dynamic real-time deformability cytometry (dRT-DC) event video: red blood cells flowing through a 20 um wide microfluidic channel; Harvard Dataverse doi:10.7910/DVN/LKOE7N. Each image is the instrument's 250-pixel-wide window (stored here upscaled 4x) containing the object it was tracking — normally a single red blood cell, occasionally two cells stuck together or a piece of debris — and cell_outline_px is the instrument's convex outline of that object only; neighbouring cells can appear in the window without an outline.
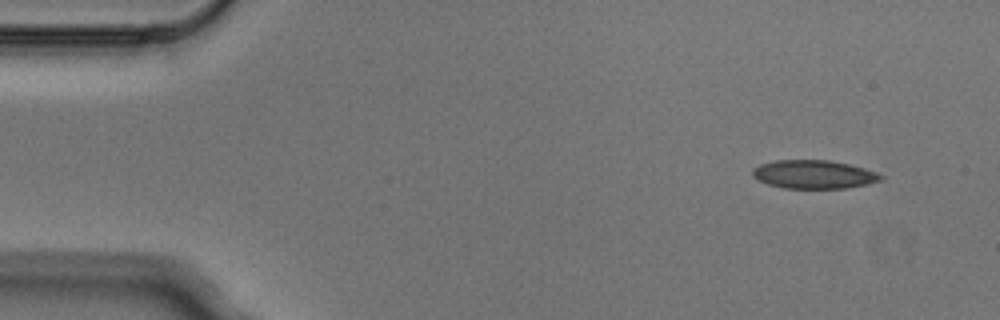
{"species": "Egyptian fruit bat (a non-hibernating species)", "species_latin": "Rousettus aegyptiacus", "temperature_condition": "cold", "stored_images_in_passage": 5, "segment_of_instrument_passage": [1, 2], "camera_frame_rate_fps": 3000, "um_per_image_px": 0.085, "animal": {"sex": "male"}, "frame": {"image": 1, "passage_image": 1, "time_ms": 0.0, "image_size_px": [1000, 320], "cell_outline_px": [[884, 176], [880, 180], [848, 188], [784, 188], [768, 184], [752, 176], [752, 168], [760, 164], [776, 160], [828, 160], [848, 164], [864, 168], [876, 172]], "centroid_in_image_um": [69.14, 14.82], "position_along_channel_um": 15.9, "area_um2": 21.1}}
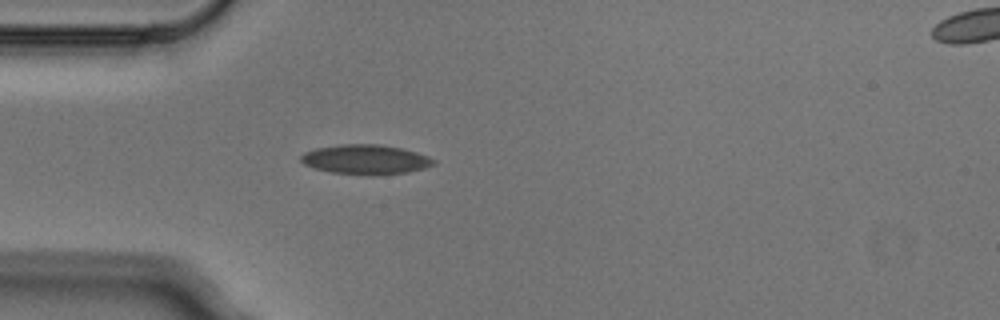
{"frame": {"image": 2, "passage_image": 4, "time_ms": 1.0, "image_size_px": [1000, 320], "cell_outline_px": [[436, 164], [424, 168], [408, 172], [376, 176], [368, 176], [332, 172], [316, 168], [304, 164], [300, 160], [300, 156], [304, 152], [316, 148], [340, 144], [380, 144], [400, 148], [416, 152], [428, 156], [436, 160]], "centroid_in_image_um": [31.09, 13.56], "position_along_channel_um": 53.9, "area_um2": 23.12}}